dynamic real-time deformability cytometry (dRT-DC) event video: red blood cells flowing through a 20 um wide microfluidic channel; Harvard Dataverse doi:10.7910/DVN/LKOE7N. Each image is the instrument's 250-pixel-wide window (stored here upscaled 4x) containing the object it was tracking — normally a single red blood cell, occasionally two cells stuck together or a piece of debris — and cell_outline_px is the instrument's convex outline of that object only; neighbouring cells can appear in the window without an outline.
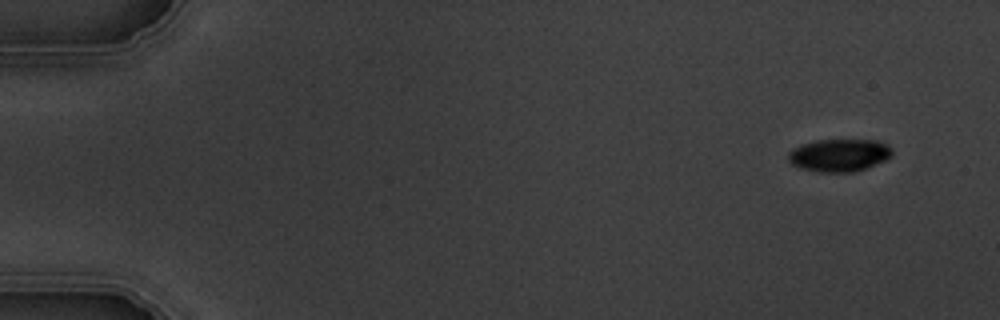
{"species": "common noctule bat (a hibernating species)", "species_latin": "Nyctalus noctula", "temperature_condition": "warm", "stored_images_in_passage": 5, "camera_frame_rate_fps": 3000, "um_per_image_px": 0.085, "animal": {"sex": "male", "body_mass_g": 19.5, "forearm_length_mm": 54.6}, "frame": {"image": 1, "passage_image": 1, "time_ms": 0.0, "image_size_px": [1000, 320], "cell_outline_px": [[892, 156], [868, 168], [856, 172], [816, 172], [800, 168], [792, 164], [788, 160], [788, 152], [792, 148], [800, 144], [816, 140], [880, 140], [888, 144], [892, 148]], "centroid_in_image_um": [71.33, 13.19], "position_along_channel_um": 13.7, "area_um2": 20.11}}
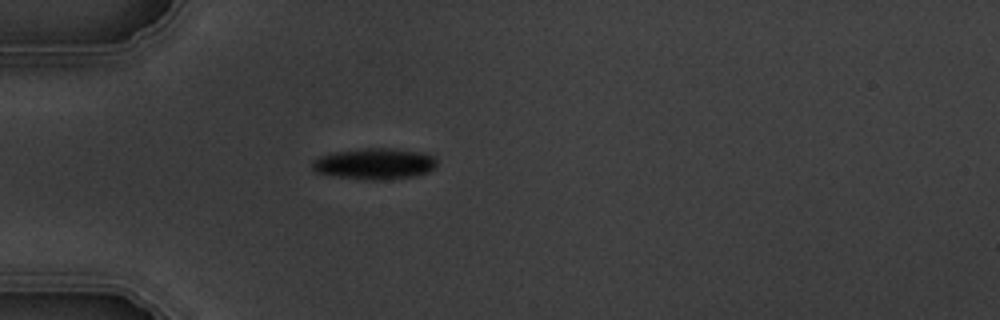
{"frame": {"image": 2, "passage_image": 5, "time_ms": 4.333, "image_size_px": [1000, 320], "cell_outline_px": [[436, 168], [428, 172], [416, 176], [384, 180], [372, 180], [336, 176], [316, 172], [312, 168], [312, 160], [320, 156], [336, 152], [364, 148], [392, 148], [424, 152], [432, 156], [436, 160]], "centroid_in_image_um": [31.88, 13.92], "position_along_channel_um": 53.1, "area_um2": 22.66}}